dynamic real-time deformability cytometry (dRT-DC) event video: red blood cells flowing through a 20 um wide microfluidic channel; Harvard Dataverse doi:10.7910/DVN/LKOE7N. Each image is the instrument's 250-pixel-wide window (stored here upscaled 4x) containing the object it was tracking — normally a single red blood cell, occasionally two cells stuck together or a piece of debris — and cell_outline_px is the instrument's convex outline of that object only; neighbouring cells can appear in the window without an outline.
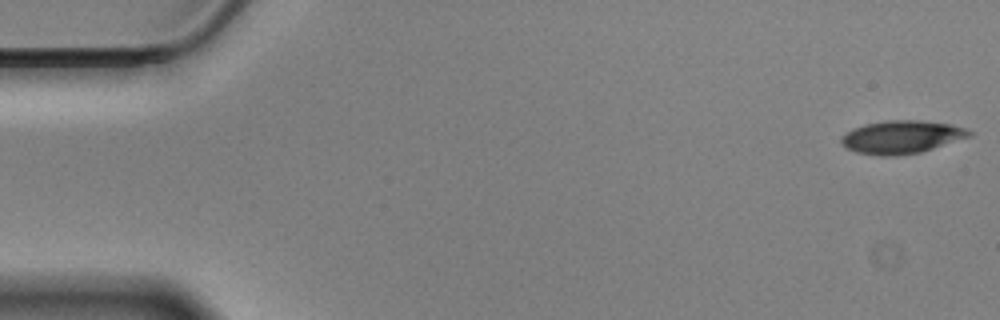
{"species": "Egyptian fruit bat (a non-hibernating species)", "species_latin": "Rousettus aegyptiacus", "temperature_condition": "cold", "stored_images_in_passage": 57, "camera_frame_rate_fps": 3000, "um_per_image_px": 0.085, "animal": {"sex": "male"}, "frame": {"image": 1, "passage_image": 1, "time_ms": 0.0, "image_size_px": [1000, 320], "cell_outline_px": [[972, 136], [920, 152], [896, 156], [880, 156], [856, 152], [848, 148], [840, 140], [852, 128], [864, 124], [884, 120], [920, 120], [952, 124], [968, 128], [972, 132]], "centroid_in_image_um": [76.68, 11.63], "position_along_channel_um": 8.3, "area_um2": 24.62}}
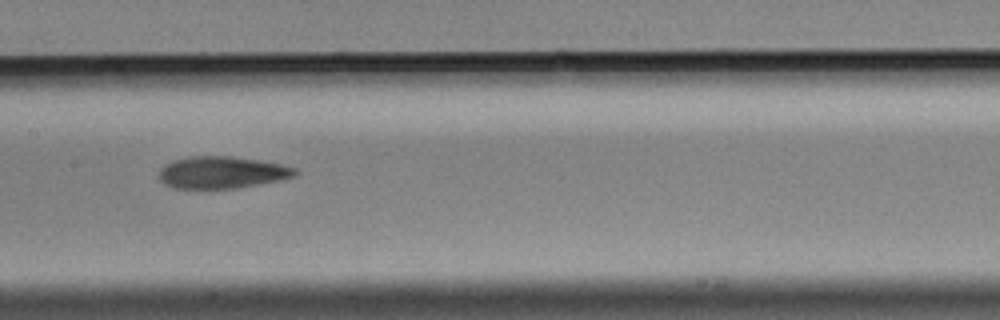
{"frame": {"image": 2, "passage_image": 28, "time_ms": 9.0, "image_size_px": [1000, 320], "cell_outline_px": [[296, 176], [280, 180], [260, 184], [236, 188], [172, 188], [164, 184], [156, 176], [160, 168], [164, 164], [172, 160], [192, 156], [228, 156], [260, 160], [280, 164], [296, 168]], "centroid_in_image_um": [18.81, 14.65], "position_along_channel_um": 188.6, "area_um2": 25.55}}
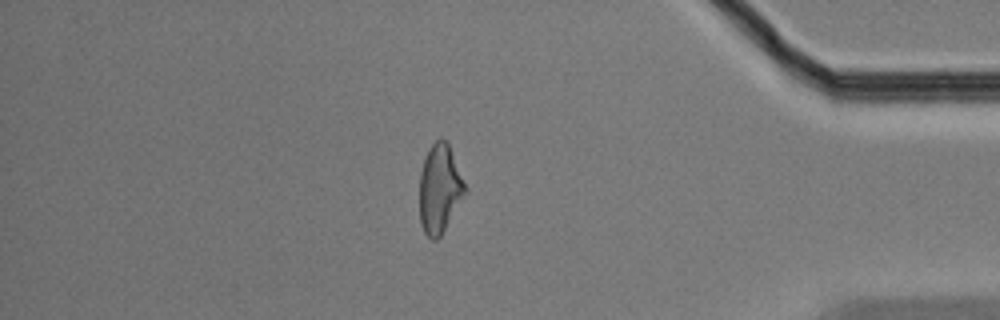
{"frame": {"image": 3, "passage_image": 49, "time_ms": 16.0, "image_size_px": [1000, 320], "cell_outline_px": [[468, 192], [440, 236], [436, 240], [432, 240], [424, 232], [420, 224], [420, 172], [424, 156], [428, 148], [440, 136], [448, 140], [468, 188]], "centroid_in_image_um": [37.4, 15.99], "position_along_channel_um": 397.8, "area_um2": 24.22}, "authors_computed_cell_mechanics": {"area_um2": 24.9696, "velocity_mm_per_s": 3.4681, "shape_relaxation_time_tau1_ms": 7.7355, "shape_relaxation_time_tau2_ms": 6.1714, "deformation_change_tau1": 0.1937, "deformation_change_tau2": 0.1679}}